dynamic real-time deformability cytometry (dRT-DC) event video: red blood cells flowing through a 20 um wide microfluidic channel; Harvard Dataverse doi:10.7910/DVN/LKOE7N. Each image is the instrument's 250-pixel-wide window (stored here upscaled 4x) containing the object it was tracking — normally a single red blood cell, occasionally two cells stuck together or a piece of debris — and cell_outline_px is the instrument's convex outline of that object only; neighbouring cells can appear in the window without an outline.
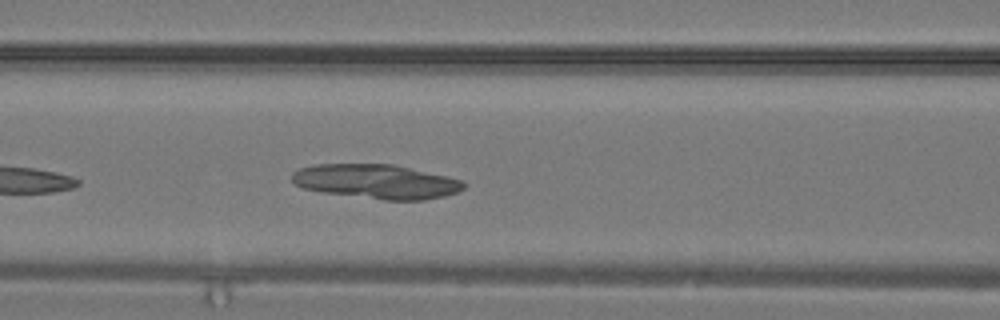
{"species": "common noctule bat (a hibernating species)", "species_latin": "Nyctalus noctula", "temperature_condition": "warm", "stored_images_in_passage": 9, "camera_frame_rate_fps": 3000, "um_per_image_px": 0.085, "animal": {"sex": "male", "body_mass_g": 19.2, "forearm_length_mm": 51.8}, "frame": {"image": 1, "passage_image": 7, "time_ms": 2.0, "image_size_px": [1000, 320], "cell_outline_px": [[468, 184], [464, 188], [456, 192], [444, 196], [424, 200], [384, 200], [324, 192], [304, 188], [296, 184], [292, 180], [292, 172], [300, 168], [316, 164], [392, 164], [448, 176], [464, 180]], "centroid_in_image_um": [32.03, 15.43], "position_along_channel_um": 134.6, "area_um2": 34.33}}
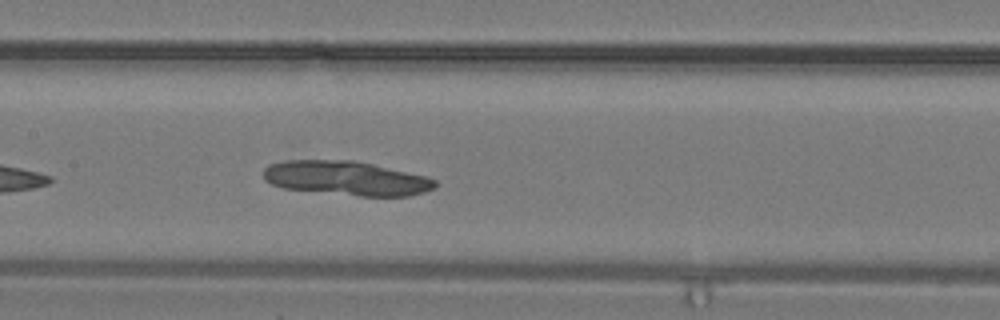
{"frame": {"image": 2, "passage_image": 9, "time_ms": 2.667, "image_size_px": [1000, 320], "cell_outline_px": [[436, 188], [424, 192], [408, 196], [360, 196], [284, 188], [272, 184], [264, 180], [264, 168], [268, 164], [288, 160], [352, 160], [372, 164], [428, 176], [436, 180]], "centroid_in_image_um": [29.46, 15.15], "position_along_channel_um": 177.9, "area_um2": 34.28}}